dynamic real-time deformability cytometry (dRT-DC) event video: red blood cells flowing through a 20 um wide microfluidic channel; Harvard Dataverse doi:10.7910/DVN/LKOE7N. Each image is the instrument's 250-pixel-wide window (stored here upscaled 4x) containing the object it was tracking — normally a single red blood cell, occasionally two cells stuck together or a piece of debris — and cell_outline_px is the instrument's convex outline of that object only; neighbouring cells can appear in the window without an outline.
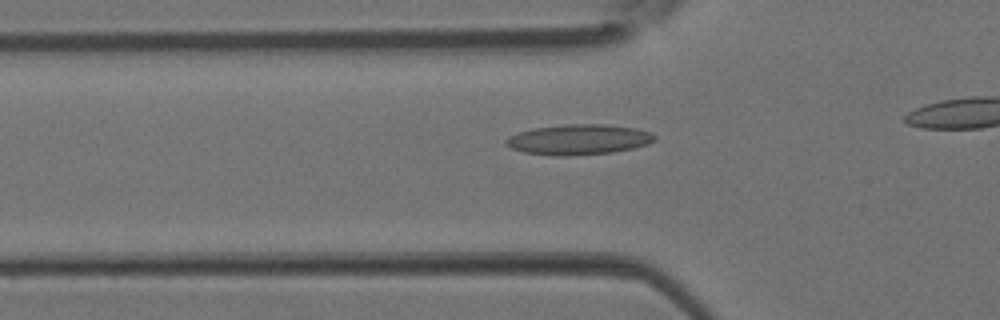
{"species": "Egyptian fruit bat (a non-hibernating species)", "species_latin": "Rousettus aegyptiacus", "temperature_condition": "room temperature", "stored_images_in_passage": 6, "segment_of_instrument_passage": [1, 2], "camera_frame_rate_fps": 3000, "um_per_image_px": 0.085, "animal": {"sex": "female"}, "frame": {"image": 1, "passage_image": 5, "time_ms": 1.333, "image_size_px": [1000, 320], "cell_outline_px": [[656, 140], [648, 144], [632, 148], [612, 152], [564, 156], [556, 156], [524, 152], [512, 148], [504, 144], [504, 140], [508, 136], [532, 128], [568, 124], [604, 124], [636, 128], [652, 132], [656, 136]], "centroid_in_image_um": [49.19, 11.85], "position_along_channel_um": 76.6, "area_um2": 26.3}}